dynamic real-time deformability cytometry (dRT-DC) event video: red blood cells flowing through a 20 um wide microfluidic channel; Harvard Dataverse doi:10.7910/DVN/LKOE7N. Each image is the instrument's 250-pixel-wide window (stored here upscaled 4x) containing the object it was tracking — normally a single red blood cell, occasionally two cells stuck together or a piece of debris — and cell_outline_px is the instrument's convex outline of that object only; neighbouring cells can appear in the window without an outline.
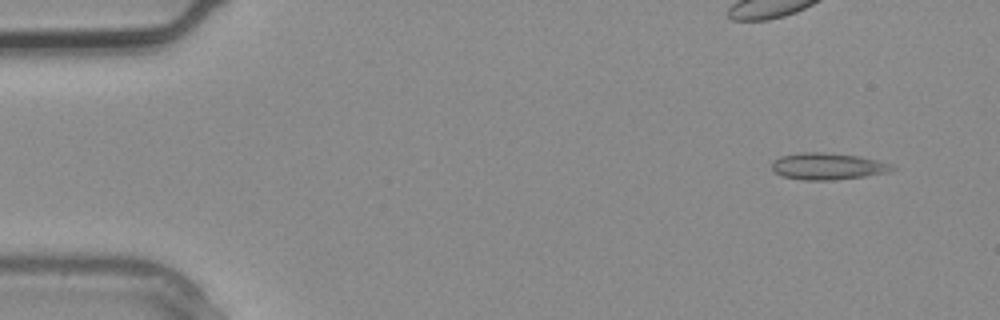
{"species": "common noctule bat (a hibernating species)", "species_latin": "Nyctalus noctula", "temperature_condition": "warm", "stored_images_in_passage": 3, "camera_frame_rate_fps": 3000, "um_per_image_px": 0.085, "animal": {"sex": "male", "body_mass_g": 20.4}, "frame": {"image": 1, "passage_image": 1, "time_ms": 0.0, "image_size_px": [1000, 320], "cell_outline_px": [[896, 168], [888, 172], [864, 176], [832, 180], [804, 180], [784, 176], [776, 172], [772, 168], [772, 160], [780, 156], [800, 152], [820, 152], [860, 156], [896, 164]], "centroid_in_image_um": [70.39, 14.12], "position_along_channel_um": 14.6, "area_um2": 18.79}}